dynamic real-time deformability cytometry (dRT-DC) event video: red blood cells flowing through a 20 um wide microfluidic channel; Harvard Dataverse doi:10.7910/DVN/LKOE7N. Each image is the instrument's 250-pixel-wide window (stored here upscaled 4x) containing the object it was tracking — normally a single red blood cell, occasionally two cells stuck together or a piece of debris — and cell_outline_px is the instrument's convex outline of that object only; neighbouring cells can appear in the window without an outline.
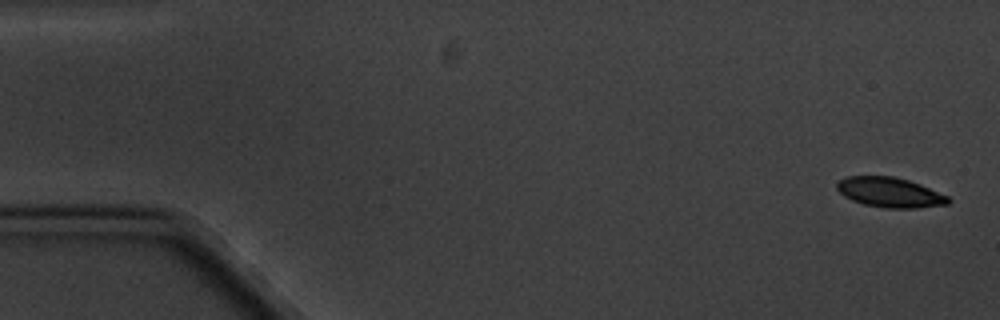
{"species": "common noctule bat (a hibernating species)", "species_latin": "Nyctalus noctula", "temperature_condition": "cold", "stored_images_in_passage": 17, "camera_frame_rate_fps": 3000, "um_per_image_px": 0.085, "animal": {"sex": "male", "body_mass_g": 20.1, "forearm_length_mm": 53.5}, "frame": {"image": 1, "passage_image": 1, "time_ms": 0.0, "image_size_px": [1000, 320], "cell_outline_px": [[952, 200], [948, 204], [916, 208], [884, 208], [864, 204], [852, 200], [844, 196], [836, 188], [836, 184], [840, 180], [848, 176], [892, 176], [908, 180], [920, 184], [948, 196]], "centroid_in_image_um": [75.64, 16.35], "position_along_channel_um": 9.4, "area_um2": 19.36}}
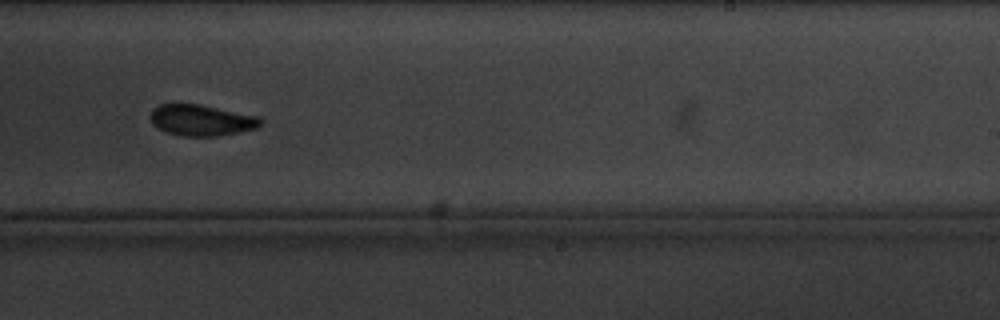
{"frame": {"image": 2, "passage_image": 11, "time_ms": 11.667, "image_size_px": [1000, 320], "cell_outline_px": [[264, 120], [256, 128], [216, 136], [180, 136], [164, 132], [156, 128], [152, 124], [152, 108], [160, 104], [200, 104], [260, 116]], "centroid_in_image_um": [17.11, 10.21], "position_along_channel_um": 271.9, "area_um2": 20.06}}
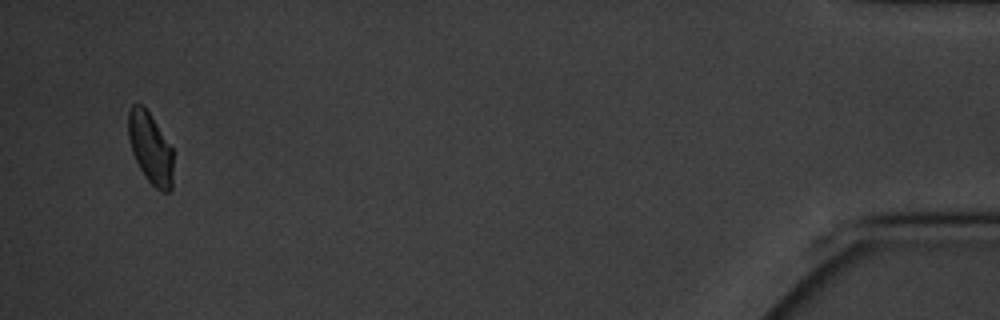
{"frame": {"image": 3, "passage_image": 17, "time_ms": 18.667, "image_size_px": [1000, 320], "cell_outline_px": [[172, 192], [160, 192], [144, 176], [132, 152], [128, 136], [128, 112], [132, 104], [144, 104], [172, 148]], "centroid_in_image_um": [12.78, 12.59], "position_along_channel_um": 422.4, "area_um2": 18.67}, "authors_computed_cell_mechanics": {"area_um2": 20.23, "velocity_mm_per_s": 3.3123, "shape_relaxation_time_tau1_ms": 3.6286, "shape_relaxation_time_tau2_ms": 3.1864, "deformation_change_tau1": 0.0867, "deformation_change_tau2": 0.0688}}